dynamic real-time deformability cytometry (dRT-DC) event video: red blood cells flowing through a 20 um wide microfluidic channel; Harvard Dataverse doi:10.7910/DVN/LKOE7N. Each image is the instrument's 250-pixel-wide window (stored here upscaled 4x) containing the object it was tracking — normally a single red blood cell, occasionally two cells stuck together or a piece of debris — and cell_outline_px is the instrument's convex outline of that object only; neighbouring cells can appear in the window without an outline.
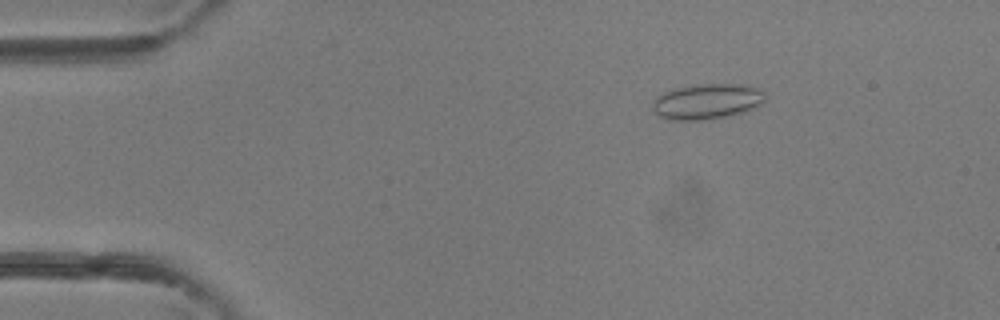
{"species": "common noctule bat (a hibernating species)", "species_latin": "Nyctalus noctula", "temperature_condition": "room temperature", "stored_images_in_passage": 42, "camera_frame_rate_fps": 3000, "um_per_image_px": 0.085, "animal": {"sex": "female"}, "frame": {"image": 1, "passage_image": 3, "time_ms": 0.667, "image_size_px": [1000, 320], "cell_outline_px": [[764, 100], [760, 104], [744, 112], [728, 116], [708, 120], [668, 120], [660, 116], [652, 108], [652, 100], [656, 96], [664, 92], [676, 88], [700, 84], [744, 84], [756, 88], [764, 92]], "centroid_in_image_um": [60.06, 8.63], "position_along_channel_um": 24.9, "area_um2": 23.29}}
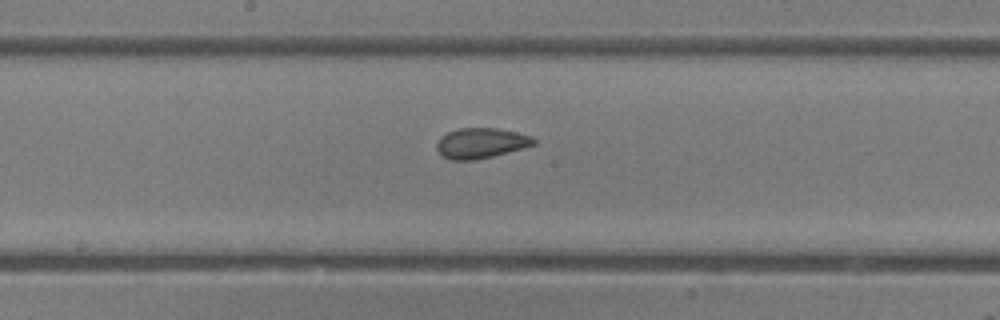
{"frame": {"image": 2, "passage_image": 20, "time_ms": 6.333, "image_size_px": [1000, 320], "cell_outline_px": [[536, 144], [524, 148], [492, 156], [472, 160], [448, 160], [436, 148], [436, 144], [440, 136], [456, 128], [496, 128], [516, 132], [532, 136], [536, 140]], "centroid_in_image_um": [40.88, 12.16], "position_along_channel_um": 207.3, "area_um2": 17.17}}
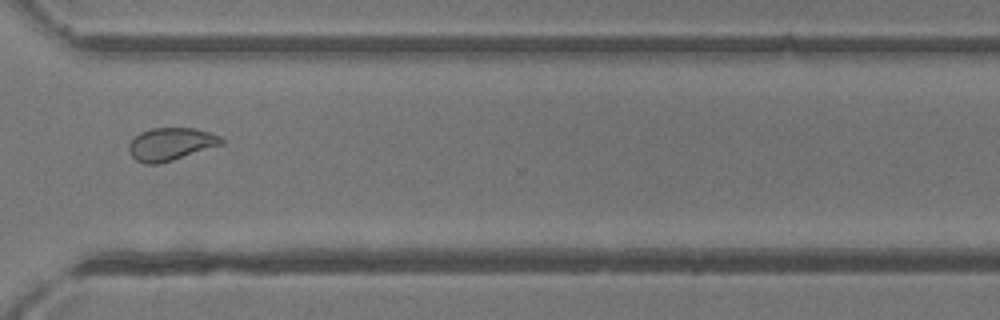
{"frame": {"image": 3, "passage_image": 30, "time_ms": 9.667, "image_size_px": [1000, 320], "cell_outline_px": [[224, 144], [172, 160], [156, 164], [144, 164], [136, 160], [128, 152], [128, 144], [140, 132], [152, 128], [196, 128], [220, 136], [224, 140]], "centroid_in_image_um": [14.51, 12.25], "position_along_channel_um": 356.1, "area_um2": 17.63}, "authors_computed_cell_mechanics": {"area_um2": 18.0914, "velocity_mm_per_s": 4.4634, "shape_relaxation_time_tau1_ms": 3.0915, "shape_relaxation_time_tau2_ms": 0.7842, "deformation_change_tau1": 0.0679, "deformation_change_tau2": 0.0474}}